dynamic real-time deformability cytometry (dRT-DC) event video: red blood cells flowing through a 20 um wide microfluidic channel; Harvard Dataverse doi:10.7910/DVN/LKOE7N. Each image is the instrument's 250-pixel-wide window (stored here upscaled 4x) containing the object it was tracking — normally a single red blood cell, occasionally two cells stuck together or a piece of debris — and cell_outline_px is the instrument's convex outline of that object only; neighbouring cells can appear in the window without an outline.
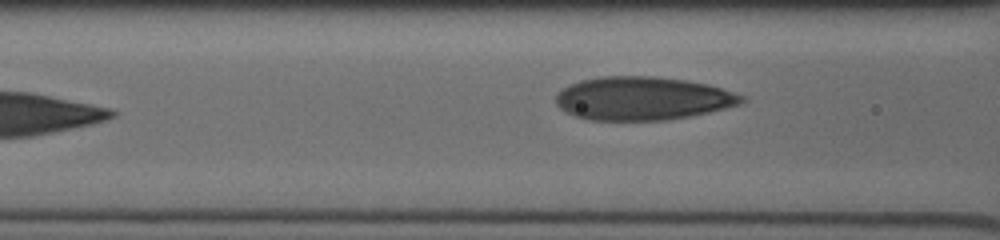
{"species": "human", "species_latin": "Homo sapiens", "temperature_condition": "cold", "stored_images_in_passage": 6, "segment_of_instrument_passage": [2, 2], "camera_frame_rate_fps": 3000, "um_per_image_px": 0.085, "donor": {"sex": "male"}, "frame": {"image": 1, "passage_image": 6, "time_ms": 3.333, "image_size_px": [1000, 240], "cell_outline_px": [[744, 100], [740, 104], [708, 112], [668, 120], [592, 120], [576, 116], [560, 108], [556, 104], [556, 96], [564, 88], [580, 80], [600, 76], [652, 76], [684, 80], [708, 84], [744, 96]], "centroid_in_image_um": [54.61, 8.36], "position_along_channel_um": 112.0, "area_um2": 46.47}}